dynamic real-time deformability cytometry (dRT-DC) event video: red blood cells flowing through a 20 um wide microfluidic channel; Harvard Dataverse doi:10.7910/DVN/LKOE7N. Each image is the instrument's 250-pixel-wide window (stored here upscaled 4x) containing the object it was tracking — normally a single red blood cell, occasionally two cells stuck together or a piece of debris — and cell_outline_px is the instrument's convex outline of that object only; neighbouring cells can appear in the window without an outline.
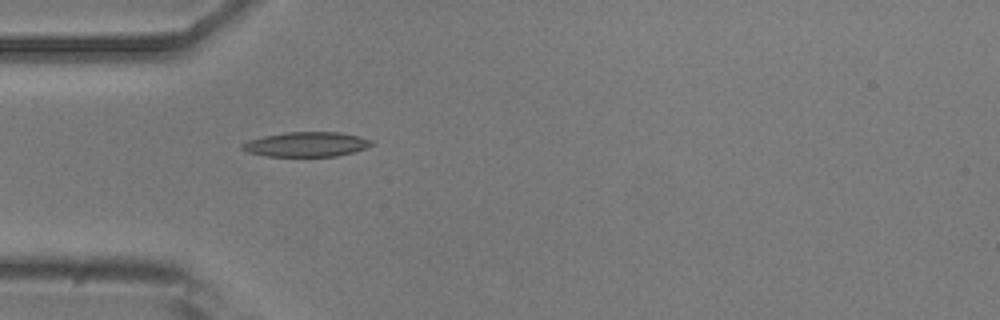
{"species": "common noctule bat (a hibernating species)", "species_latin": "Nyctalus noctula", "temperature_condition": "room temperature", "stored_images_in_passage": 4, "camera_frame_rate_fps": 3000, "um_per_image_px": 0.085, "animal": {"sex": "male", "body_mass_g": 20.5, "forearm_length_mm": 52.5}, "frame": {"image": 1, "passage_image": 4, "time_ms": 3.333, "image_size_px": [1000, 320], "cell_outline_px": [[376, 144], [352, 152], [336, 156], [268, 156], [248, 152], [240, 148], [240, 144], [248, 140], [264, 136], [284, 132], [340, 132], [360, 136], [372, 140]], "centroid_in_image_um": [26.04, 12.26], "position_along_channel_um": 59.0, "area_um2": 18.67}}